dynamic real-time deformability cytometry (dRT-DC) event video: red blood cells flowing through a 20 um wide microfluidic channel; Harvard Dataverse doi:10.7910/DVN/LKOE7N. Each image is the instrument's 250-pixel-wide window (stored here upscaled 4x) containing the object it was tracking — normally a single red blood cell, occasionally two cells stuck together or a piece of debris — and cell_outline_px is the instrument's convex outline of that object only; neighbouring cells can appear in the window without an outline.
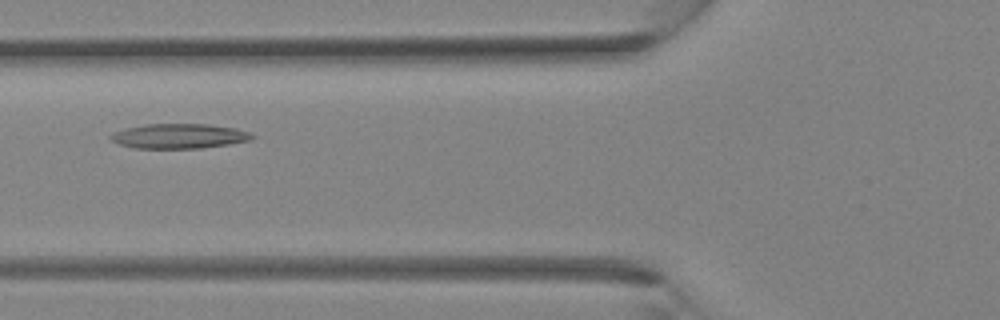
{"species": "Egyptian fruit bat (a non-hibernating species)", "species_latin": "Rousettus aegyptiacus", "temperature_condition": "room temperature", "stored_images_in_passage": 29, "camera_frame_rate_fps": 3000, "um_per_image_px": 0.085, "animal": {"sex": "female"}, "frame": {"image": 1, "passage_image": 7, "time_ms": 2.0, "image_size_px": [1000, 320], "cell_outline_px": [[256, 136], [252, 140], [228, 144], [200, 148], [136, 148], [120, 144], [112, 140], [108, 136], [112, 132], [144, 124], [208, 124], [236, 128], [248, 132]], "centroid_in_image_um": [15.24, 11.56], "position_along_channel_um": 110.6, "area_um2": 20.35}}
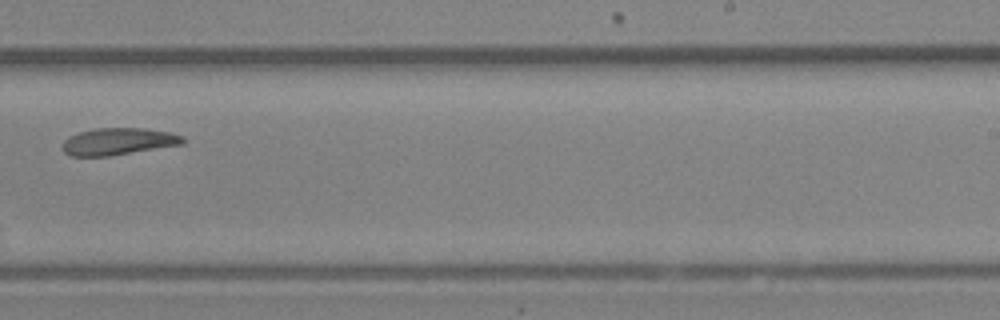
{"frame": {"image": 2, "passage_image": 16, "time_ms": 5.0, "image_size_px": [1000, 320], "cell_outline_px": [[184, 144], [108, 156], [68, 156], [64, 152], [64, 140], [68, 136], [92, 128], [144, 128], [168, 132], [184, 136]], "centroid_in_image_um": [10.05, 12.02], "position_along_channel_um": 279.0, "area_um2": 18.9}}
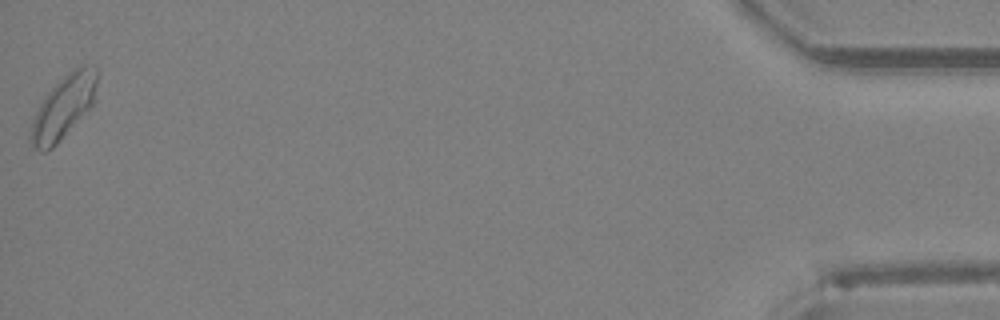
{"frame": {"image": 3, "passage_image": 29, "time_ms": 9.333, "image_size_px": [1000, 320], "cell_outline_px": [[96, 84], [92, 104], [60, 140], [52, 148], [44, 152], [40, 152], [28, 140], [32, 120], [40, 104], [48, 92], [68, 72], [80, 64], [96, 64]], "centroid_in_image_um": [5.37, 9.09], "position_along_channel_um": 429.8, "area_um2": 23.93}}